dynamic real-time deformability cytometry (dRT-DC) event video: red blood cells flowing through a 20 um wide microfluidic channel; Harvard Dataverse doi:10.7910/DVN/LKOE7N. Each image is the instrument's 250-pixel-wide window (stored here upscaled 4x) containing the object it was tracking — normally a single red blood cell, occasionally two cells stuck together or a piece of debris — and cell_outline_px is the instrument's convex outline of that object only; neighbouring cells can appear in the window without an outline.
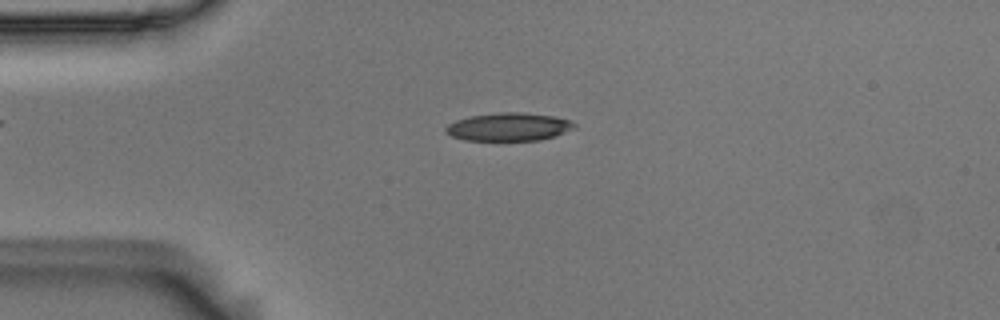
{"species": "Egyptian fruit bat (a non-hibernating species)", "species_latin": "Rousettus aegyptiacus", "temperature_condition": "room temperature", "stored_images_in_passage": 5, "camera_frame_rate_fps": 3000, "um_per_image_px": 0.085, "animal": {"sex": "male"}, "frame": {"image": 1, "passage_image": 4, "time_ms": 1.0, "image_size_px": [1000, 320], "cell_outline_px": [[576, 128], [556, 136], [540, 140], [464, 140], [452, 136], [444, 132], [444, 128], [448, 124], [456, 120], [468, 116], [500, 112], [520, 112], [552, 116], [572, 120], [576, 124]], "centroid_in_image_um": [43.25, 10.78], "position_along_channel_um": 41.7, "area_um2": 21.21}}